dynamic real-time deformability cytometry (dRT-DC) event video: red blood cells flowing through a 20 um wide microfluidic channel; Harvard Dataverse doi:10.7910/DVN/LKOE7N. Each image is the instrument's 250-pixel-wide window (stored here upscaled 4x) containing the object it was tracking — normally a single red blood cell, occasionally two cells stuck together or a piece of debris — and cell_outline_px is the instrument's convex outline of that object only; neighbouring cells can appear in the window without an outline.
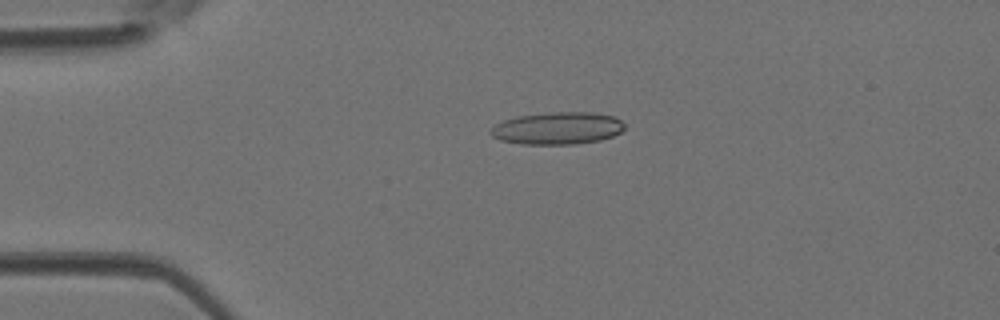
{"species": "Egyptian fruit bat (a non-hibernating species)", "species_latin": "Rousettus aegyptiacus", "temperature_condition": "room temperature", "stored_images_in_passage": 39, "camera_frame_rate_fps": 3000, "um_per_image_px": 0.085, "animal": {"sex": "female"}, "frame": {"image": 1, "passage_image": 4, "time_ms": 1.0, "image_size_px": [1000, 320], "cell_outline_px": [[624, 128], [620, 132], [612, 136], [600, 140], [576, 144], [520, 144], [500, 140], [492, 136], [488, 132], [496, 124], [504, 120], [516, 116], [552, 112], [592, 112], [612, 116], [620, 120], [624, 124]], "centroid_in_image_um": [47.36, 10.9], "position_along_channel_um": 37.6, "area_um2": 25.2}}
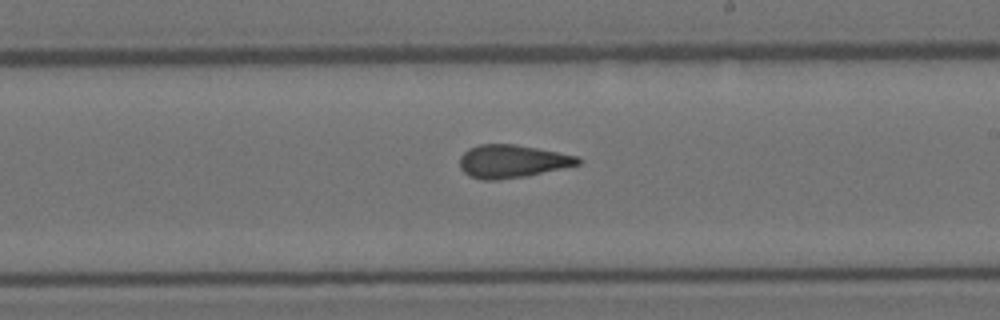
{"frame": {"image": 2, "passage_image": 20, "time_ms": 6.333, "image_size_px": [1000, 320], "cell_outline_px": [[580, 164], [528, 176], [496, 180], [484, 180], [468, 176], [460, 168], [460, 156], [468, 148], [480, 144], [516, 144], [580, 156]], "centroid_in_image_um": [43.52, 13.71], "position_along_channel_um": 245.5, "area_um2": 22.89}}
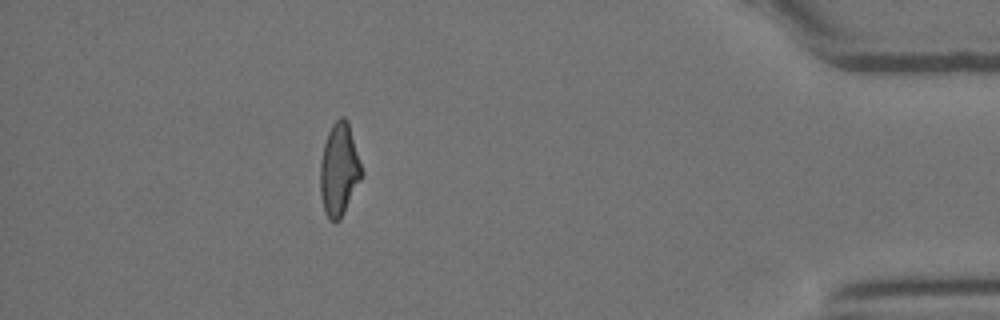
{"frame": {"image": 3, "passage_image": 34, "time_ms": 11.0, "image_size_px": [1000, 320], "cell_outline_px": [[364, 172], [340, 220], [328, 220], [324, 212], [320, 192], [320, 160], [324, 144], [328, 132], [332, 124], [340, 116], [344, 116], [348, 120]], "centroid_in_image_um": [28.82, 14.39], "position_along_channel_um": 406.4, "area_um2": 22.48}}